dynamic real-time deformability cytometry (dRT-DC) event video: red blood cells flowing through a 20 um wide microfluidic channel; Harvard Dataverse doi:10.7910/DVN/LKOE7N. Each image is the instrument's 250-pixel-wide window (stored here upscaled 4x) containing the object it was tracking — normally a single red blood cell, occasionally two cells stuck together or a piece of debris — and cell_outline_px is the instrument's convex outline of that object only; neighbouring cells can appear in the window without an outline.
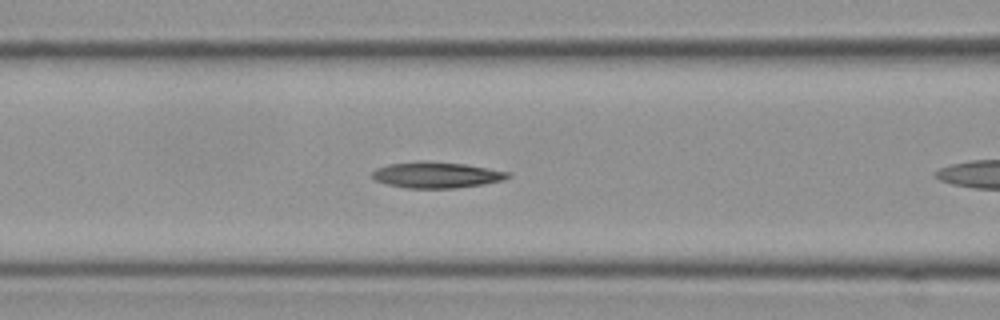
{"species": "Egyptian fruit bat (a non-hibernating species)", "species_latin": "Rousettus aegyptiacus", "temperature_condition": "cold", "stored_images_in_passage": 10, "camera_frame_rate_fps": 3000, "um_per_image_px": 0.085, "frame": {"image": 1, "passage_image": 9, "time_ms": 2.667, "image_size_px": [1000, 320], "cell_outline_px": [[512, 176], [500, 180], [484, 184], [456, 188], [404, 188], [388, 184], [376, 180], [372, 176], [372, 172], [376, 168], [388, 164], [464, 164], [508, 172]], "centroid_in_image_um": [37.11, 14.92], "position_along_channel_um": 129.5, "area_um2": 19.36}}